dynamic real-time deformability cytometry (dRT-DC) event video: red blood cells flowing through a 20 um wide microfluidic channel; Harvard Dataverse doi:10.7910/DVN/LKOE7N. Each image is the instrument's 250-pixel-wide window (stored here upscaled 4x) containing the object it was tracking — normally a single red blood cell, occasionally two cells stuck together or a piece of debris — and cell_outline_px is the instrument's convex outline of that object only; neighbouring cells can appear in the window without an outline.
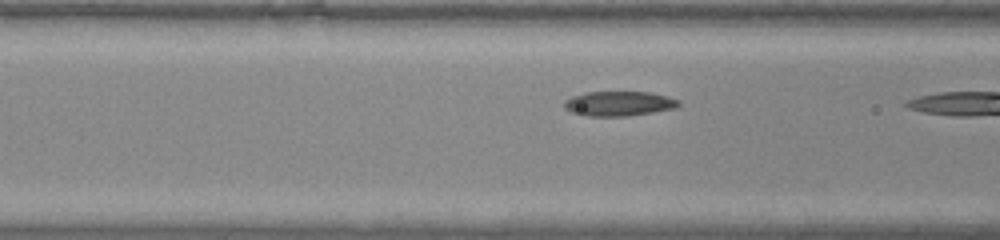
{"species": "common noctule bat (a hibernating species)", "species_latin": "Nyctalus noctula", "temperature_condition": "warm", "stored_images_in_passage": 21, "camera_frame_rate_fps": 3000, "um_per_image_px": 0.085, "animal": {"sex": "male", "body_mass_g": 20.0, "forearm_length_mm": 53.3}, "frame": {"image": 1, "passage_image": 7, "time_ms": 2.0, "image_size_px": [1000, 240], "cell_outline_px": [[676, 104], [668, 108], [644, 112], [608, 116], [604, 116], [580, 112], [568, 108], [568, 100], [576, 96], [592, 92], [640, 92], [660, 96], [676, 100]], "centroid_in_image_um": [52.58, 8.77], "position_along_channel_um": 114.0, "area_um2": 14.16}}
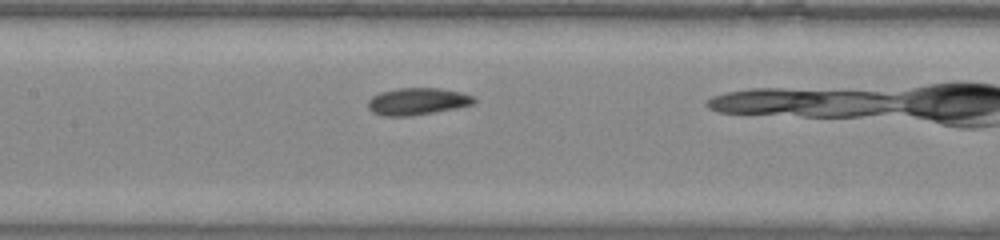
{"frame": {"image": 2, "passage_image": 11, "time_ms": 3.333, "image_size_px": [1000, 240], "cell_outline_px": [[472, 100], [468, 104], [424, 112], [376, 112], [368, 104], [376, 96], [388, 92], [412, 88], [428, 88], [452, 92], [468, 96]], "centroid_in_image_um": [35.48, 8.55], "position_along_channel_um": 171.9, "area_um2": 13.35}}
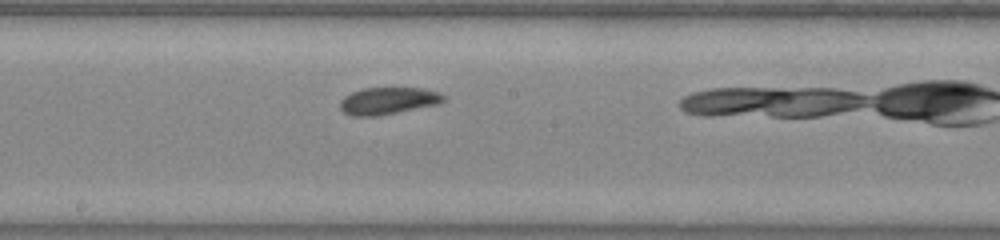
{"frame": {"image": 3, "passage_image": 14, "time_ms": 4.333, "image_size_px": [1000, 240], "cell_outline_px": [[440, 100], [424, 104], [388, 112], [348, 112], [340, 104], [348, 96], [356, 92], [372, 88], [412, 88], [432, 92], [440, 96]], "centroid_in_image_um": [32.92, 8.47], "position_along_channel_um": 215.3, "area_um2": 13.01}}